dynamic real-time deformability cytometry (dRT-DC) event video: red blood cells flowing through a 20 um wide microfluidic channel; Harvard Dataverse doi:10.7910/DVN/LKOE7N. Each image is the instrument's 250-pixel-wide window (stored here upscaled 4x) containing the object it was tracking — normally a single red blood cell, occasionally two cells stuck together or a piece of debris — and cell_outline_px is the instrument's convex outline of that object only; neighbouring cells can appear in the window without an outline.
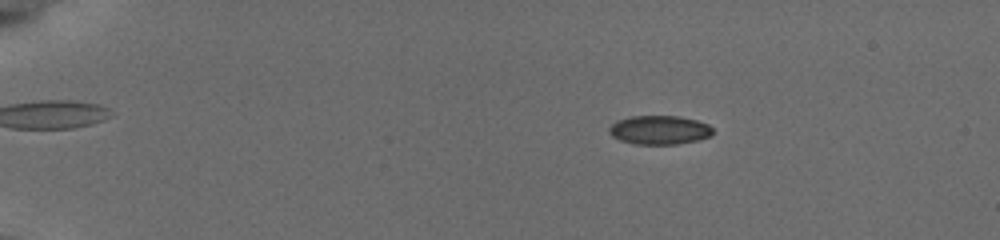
{"species": "common noctule bat (a hibernating species)", "species_latin": "Nyctalus noctula", "temperature_condition": "cold", "stored_images_in_passage": 50, "camera_frame_rate_fps": 3000, "um_per_image_px": 0.085, "animal": {"sex": "female", "body_mass_g": 19.5, "forearm_length_mm": 54.1}, "frame": {"image": 1, "passage_image": 5, "time_ms": 1.333, "image_size_px": [1000, 240], "cell_outline_px": [[712, 136], [696, 140], [676, 144], [636, 144], [620, 140], [612, 136], [608, 132], [608, 128], [616, 120], [628, 116], [676, 116], [696, 120], [708, 124], [712, 128]], "centroid_in_image_um": [56.02, 11.04], "position_along_channel_um": 29.0, "area_um2": 17.46}}
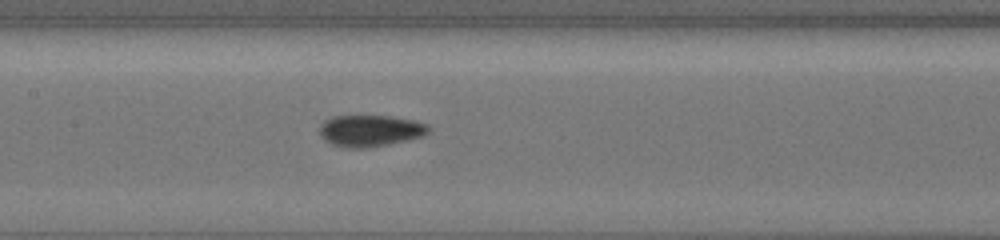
{"frame": {"image": 2, "passage_image": 24, "time_ms": 7.667, "image_size_px": [1000, 240], "cell_outline_px": [[432, 128], [424, 136], [388, 144], [368, 148], [348, 148], [332, 144], [324, 140], [320, 132], [320, 124], [324, 120], [332, 116], [388, 116], [412, 120], [428, 124]], "centroid_in_image_um": [31.47, 11.11], "position_along_channel_um": 175.9, "area_um2": 20.06}}
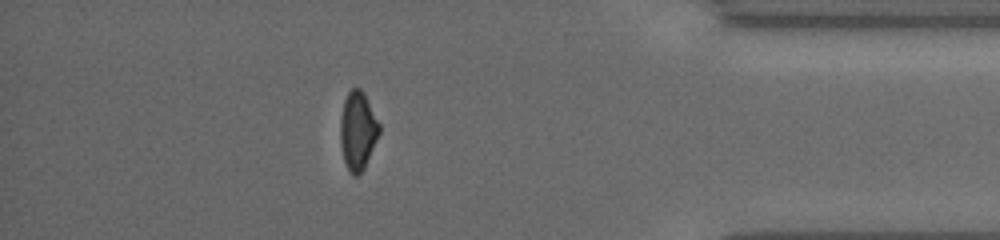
{"frame": {"image": 3, "passage_image": 44, "time_ms": 14.333, "image_size_px": [1000, 240], "cell_outline_px": [[380, 132], [364, 168], [356, 176], [352, 176], [344, 160], [340, 144], [340, 116], [344, 100], [348, 92], [352, 88], [360, 88], [364, 92], [380, 124]], "centroid_in_image_um": [30.4, 11.08], "position_along_channel_um": 404.8, "area_um2": 17.8}, "authors_computed_cell_mechanics": {"area_um2": 18.9006, "velocity_mm_per_s": 3.8495, "shape_relaxation_time_tau1_ms": 4.1543, "shape_relaxation_time_tau2_ms": 1.5119, "deformation_change_tau1": 0.1155, "deformation_change_tau2": 0.0536}}